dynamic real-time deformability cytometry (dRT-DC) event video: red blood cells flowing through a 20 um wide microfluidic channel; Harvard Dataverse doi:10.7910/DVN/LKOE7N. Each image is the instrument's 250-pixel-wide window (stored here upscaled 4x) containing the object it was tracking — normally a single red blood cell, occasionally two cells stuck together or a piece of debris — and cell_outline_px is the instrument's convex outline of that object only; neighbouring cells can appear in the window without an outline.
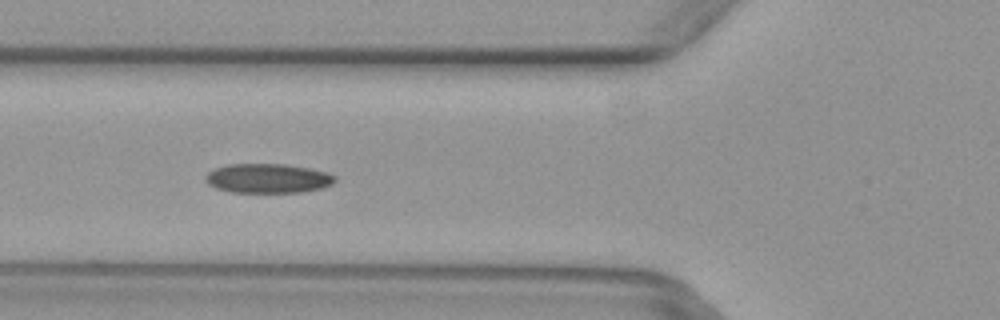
{"species": "common noctule bat (a hibernating species)", "species_latin": "Nyctalus noctula", "temperature_condition": "warm", "stored_images_in_passage": 6, "camera_frame_rate_fps": 3000, "um_per_image_px": 0.085, "animal": {"sex": "female", "body_mass_g": 29.2, "forearm_length_mm": 56.3}, "frame": {"image": 1, "passage_image": 5, "time_ms": 1.333, "image_size_px": [1000, 320], "cell_outline_px": [[336, 180], [332, 184], [324, 188], [300, 192], [232, 192], [216, 188], [208, 184], [204, 180], [204, 176], [212, 168], [228, 164], [284, 164], [312, 168], [328, 172], [336, 176]], "centroid_in_image_um": [22.77, 15.15], "position_along_channel_um": 103.0, "area_um2": 22.48}}